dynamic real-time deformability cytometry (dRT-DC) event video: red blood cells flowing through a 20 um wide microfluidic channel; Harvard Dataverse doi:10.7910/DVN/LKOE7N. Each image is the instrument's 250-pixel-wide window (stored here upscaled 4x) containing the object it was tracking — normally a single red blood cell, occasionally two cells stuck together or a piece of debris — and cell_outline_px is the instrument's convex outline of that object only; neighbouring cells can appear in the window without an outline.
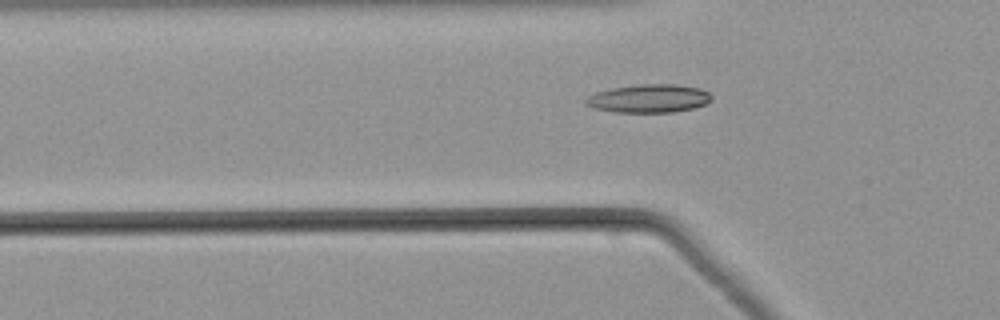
{"species": "common noctule bat (a hibernating species)", "species_latin": "Nyctalus noctula", "temperature_condition": "warm", "stored_images_in_passage": 43, "camera_frame_rate_fps": 3000, "um_per_image_px": 0.085, "animal": {"sex": "male", "body_mass_g": 21.5, "forearm_length_mm": 52.0}, "frame": {"image": 1, "passage_image": 15, "time_ms": 4.667, "image_size_px": [1000, 320], "cell_outline_px": [[712, 100], [704, 104], [692, 108], [672, 112], [616, 112], [596, 108], [584, 104], [584, 100], [588, 96], [596, 92], [612, 88], [640, 84], [676, 84], [700, 88], [708, 92], [712, 96]], "centroid_in_image_um": [55.16, 8.36], "position_along_channel_um": 70.6, "area_um2": 20.63}}
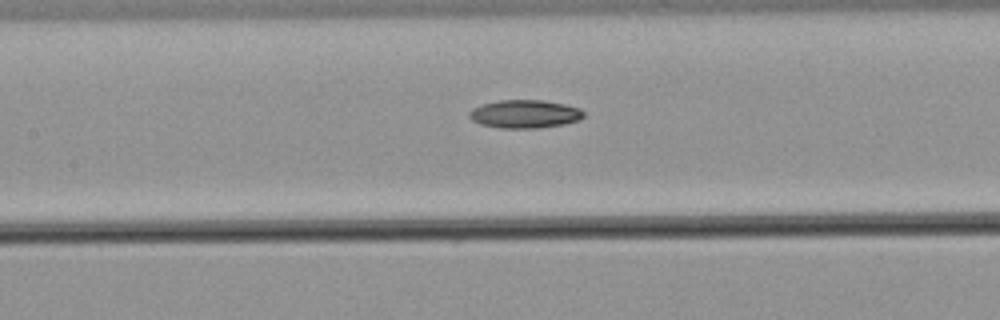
{"frame": {"image": 2, "passage_image": 22, "time_ms": 7.0, "image_size_px": [1000, 320], "cell_outline_px": [[584, 116], [580, 120], [564, 124], [540, 128], [500, 128], [480, 124], [472, 120], [468, 116], [468, 112], [472, 108], [484, 104], [500, 100], [544, 100], [564, 104], [580, 108], [584, 112]], "centroid_in_image_um": [44.61, 9.69], "position_along_channel_um": 162.8, "area_um2": 18.9}}
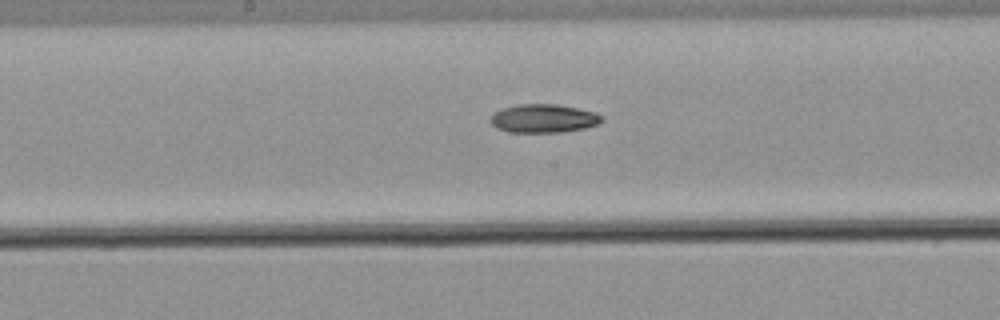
{"frame": {"image": 3, "passage_image": 25, "time_ms": 8.0, "image_size_px": [1000, 320], "cell_outline_px": [[604, 120], [596, 124], [584, 128], [560, 132], [508, 132], [496, 128], [492, 124], [492, 116], [500, 108], [520, 104], [556, 104], [576, 108], [592, 112], [600, 116]], "centroid_in_image_um": [46.16, 10.07], "position_along_channel_um": 202.0, "area_um2": 18.15}}